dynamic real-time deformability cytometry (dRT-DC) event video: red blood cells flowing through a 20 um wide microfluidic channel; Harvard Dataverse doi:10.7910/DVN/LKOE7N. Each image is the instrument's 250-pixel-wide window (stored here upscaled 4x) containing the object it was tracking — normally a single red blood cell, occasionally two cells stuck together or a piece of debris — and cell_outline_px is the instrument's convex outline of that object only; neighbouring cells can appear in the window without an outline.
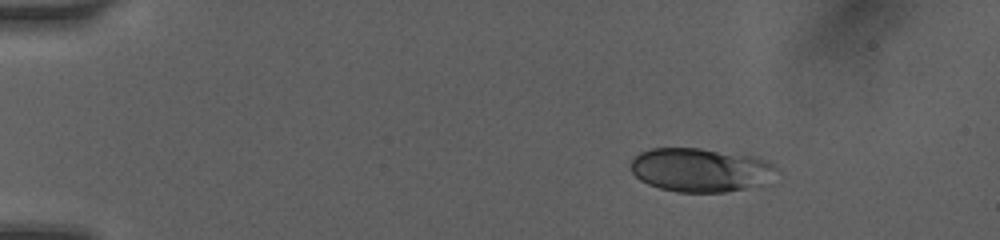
{"species": "human", "species_latin": "Homo sapiens", "temperature_condition": "room temperature", "stored_images_in_passage": 49, "camera_frame_rate_fps": 3000, "um_per_image_px": 0.085, "donor": {"sex": "female"}, "frame": {"image": 1, "passage_image": 1, "time_ms": 0.0, "image_size_px": [1000, 240], "cell_outline_px": [[780, 168], [744, 188], [724, 192], [676, 192], [660, 188], [648, 184], [640, 180], [632, 172], [632, 160], [640, 152], [652, 148], [700, 148], [744, 156], [760, 160], [772, 164]], "centroid_in_image_um": [59.35, 14.44], "position_along_channel_um": 25.7, "area_um2": 35.55}}
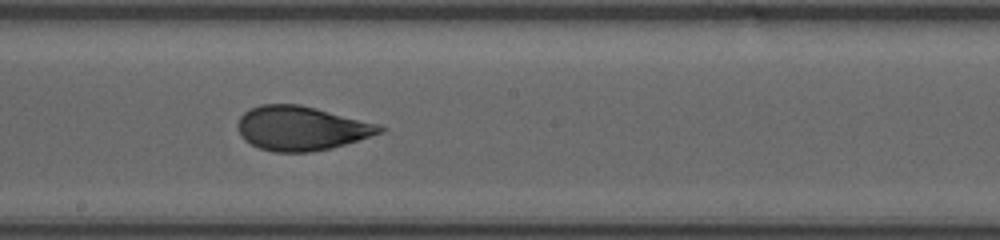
{"frame": {"image": 2, "passage_image": 23, "time_ms": 7.0, "image_size_px": [1000, 240], "cell_outline_px": [[388, 128], [384, 132], [332, 148], [312, 152], [276, 152], [260, 148], [244, 140], [236, 124], [240, 116], [248, 108], [260, 104], [300, 104], [380, 124]], "centroid_in_image_um": [25.63, 10.89], "position_along_channel_um": 222.6, "area_um2": 36.82}}
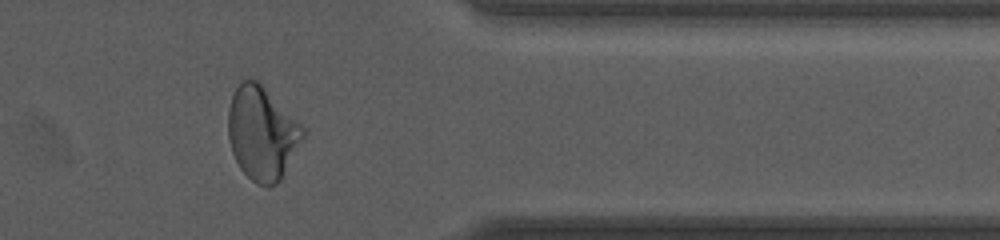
{"frame": {"image": 3, "passage_image": 41, "time_ms": 11.333, "image_size_px": [1000, 240], "cell_outline_px": [[304, 136], [280, 180], [276, 184], [268, 188], [256, 184], [240, 168], [232, 152], [228, 136], [228, 108], [232, 96], [236, 88], [244, 80], [256, 80], [304, 128]], "centroid_in_image_um": [22.24, 11.37], "position_along_channel_um": 389.2, "area_um2": 39.82}, "authors_computed_cell_mechanics": {"area_um2": 37.1654, "velocity_mm_per_s": 4.0988, "shape_relaxation_time_tau1_ms": 4.0492, "shape_relaxation_time_tau2_ms": 0.9625, "deformation_change_tau1": 0.1299, "deformation_change_tau2": 0.063}}